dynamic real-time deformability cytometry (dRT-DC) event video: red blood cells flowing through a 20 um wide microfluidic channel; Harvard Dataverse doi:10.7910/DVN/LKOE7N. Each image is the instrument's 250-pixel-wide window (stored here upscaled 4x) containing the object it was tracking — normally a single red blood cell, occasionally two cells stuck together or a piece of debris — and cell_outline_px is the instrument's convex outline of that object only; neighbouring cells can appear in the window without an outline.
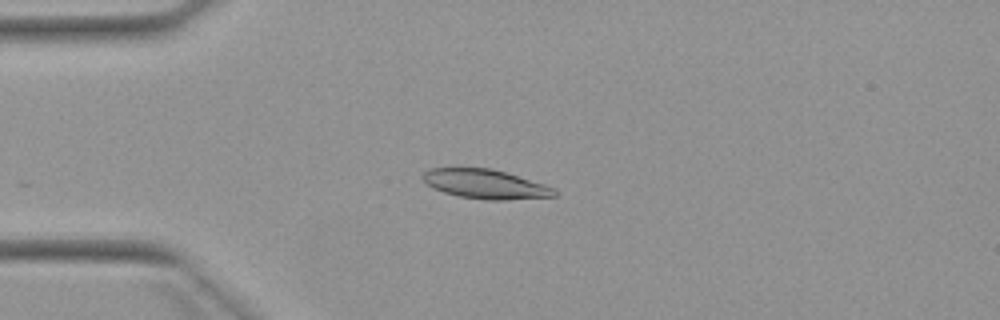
{"species": "Egyptian fruit bat (a non-hibernating species)", "species_latin": "Rousettus aegyptiacus", "temperature_condition": "warm", "stored_images_in_passage": 5, "camera_frame_rate_fps": 3000, "um_per_image_px": 0.085, "animal": {"sex": "female"}, "frame": {"image": 1, "passage_image": 3, "time_ms": 2.667, "image_size_px": [1000, 320], "cell_outline_px": [[556, 196], [508, 200], [484, 200], [460, 196], [444, 192], [432, 188], [420, 176], [424, 172], [432, 168], [492, 168], [544, 184], [556, 188]], "centroid_in_image_um": [41.26, 15.65], "position_along_channel_um": 43.7, "area_um2": 22.43}}
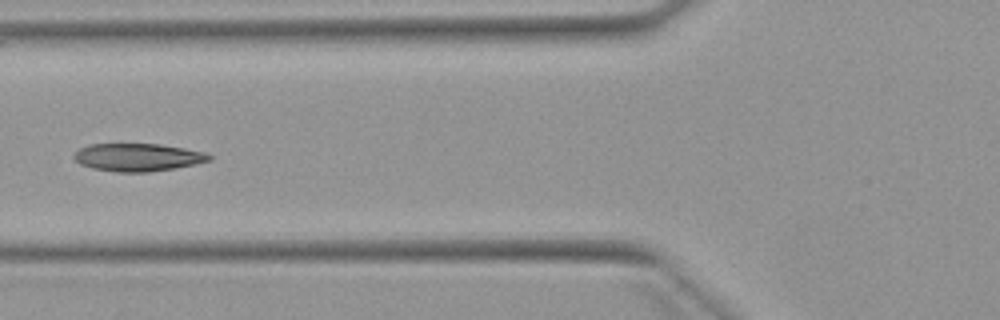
{"frame": {"image": 2, "passage_image": 5, "time_ms": 5.0, "image_size_px": [1000, 320], "cell_outline_px": [[212, 160], [176, 168], [148, 172], [116, 172], [92, 168], [80, 164], [72, 156], [80, 148], [88, 144], [160, 144], [184, 148], [204, 152], [212, 156]], "centroid_in_image_um": [11.71, 13.37], "position_along_channel_um": 114.1, "area_um2": 21.91}}